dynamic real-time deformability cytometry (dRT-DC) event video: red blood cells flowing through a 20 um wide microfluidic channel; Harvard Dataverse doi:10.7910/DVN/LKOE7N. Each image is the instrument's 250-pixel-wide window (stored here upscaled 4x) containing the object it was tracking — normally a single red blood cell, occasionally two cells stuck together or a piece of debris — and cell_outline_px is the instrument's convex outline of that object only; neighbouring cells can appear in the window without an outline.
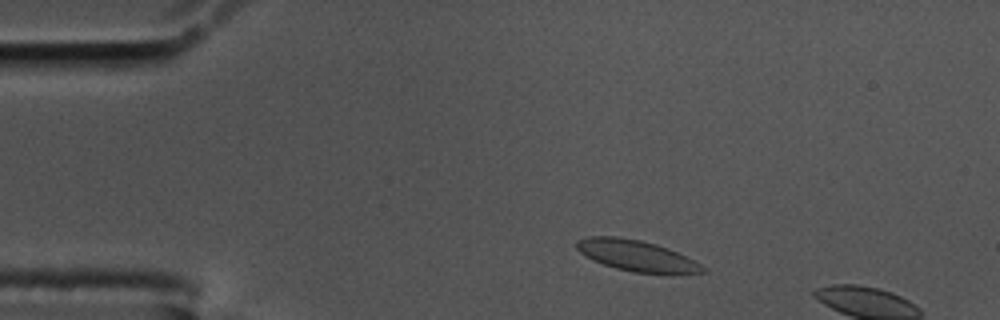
{"species": "common noctule bat (a hibernating species)", "species_latin": "Nyctalus noctula", "temperature_condition": "cold", "stored_images_in_passage": 9, "camera_frame_rate_fps": 3000, "um_per_image_px": 0.085, "animal": {"sex": "male", "body_mass_g": 17.5, "forearm_length_mm": 52.3}, "frame": {"image": 1, "passage_image": 6, "time_ms": 1.667, "image_size_px": [1000, 320], "cell_outline_px": [[708, 272], [632, 272], [616, 268], [592, 260], [580, 252], [576, 248], [576, 240], [588, 236], [616, 236], [640, 240], [656, 244], [668, 248], [708, 268]], "centroid_in_image_um": [54.03, 21.7], "position_along_channel_um": 31.0, "area_um2": 22.25}}